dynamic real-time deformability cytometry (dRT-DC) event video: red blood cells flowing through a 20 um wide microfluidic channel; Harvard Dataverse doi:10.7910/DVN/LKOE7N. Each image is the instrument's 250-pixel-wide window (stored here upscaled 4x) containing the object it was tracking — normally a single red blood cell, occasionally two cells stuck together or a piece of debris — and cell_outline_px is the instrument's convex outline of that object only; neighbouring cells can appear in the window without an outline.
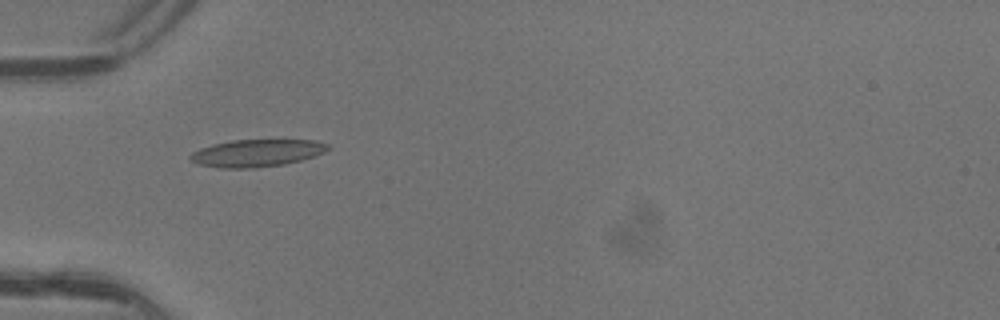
{"species": "common noctule bat (a hibernating species)", "species_latin": "Nyctalus noctula", "temperature_condition": "warm", "stored_images_in_passage": 8, "camera_frame_rate_fps": 3000, "um_per_image_px": 0.085, "animal": {"sex": "female"}, "frame": {"image": 1, "passage_image": 5, "time_ms": 1.333, "image_size_px": [1000, 320], "cell_outline_px": [[332, 148], [324, 152], [300, 160], [284, 164], [256, 168], [224, 168], [196, 164], [188, 156], [192, 152], [200, 148], [212, 144], [232, 140], [316, 140], [328, 144]], "centroid_in_image_um": [21.81, 13.0], "position_along_channel_um": 63.2, "area_um2": 21.91}}
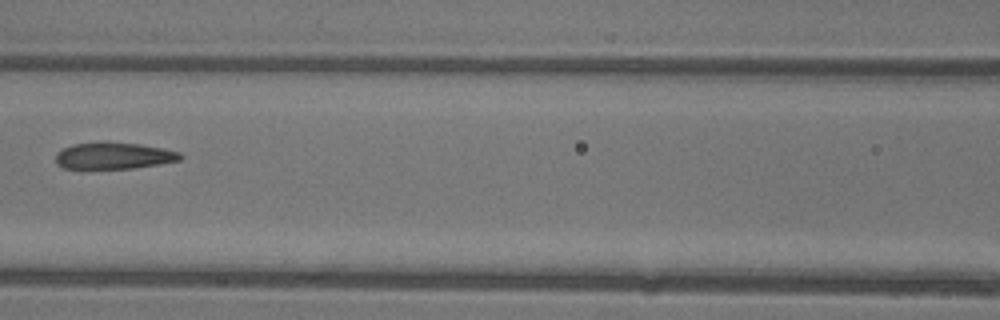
{"frame": {"image": 2, "passage_image": 7, "time_ms": 2.0, "image_size_px": [1000, 320], "cell_outline_px": [[184, 156], [180, 160], [160, 164], [132, 168], [64, 168], [56, 164], [56, 152], [72, 144], [100, 140], [108, 140], [140, 144], [164, 148], [180, 152]], "centroid_in_image_um": [9.67, 13.2], "position_along_channel_um": 156.9, "area_um2": 19.83}}
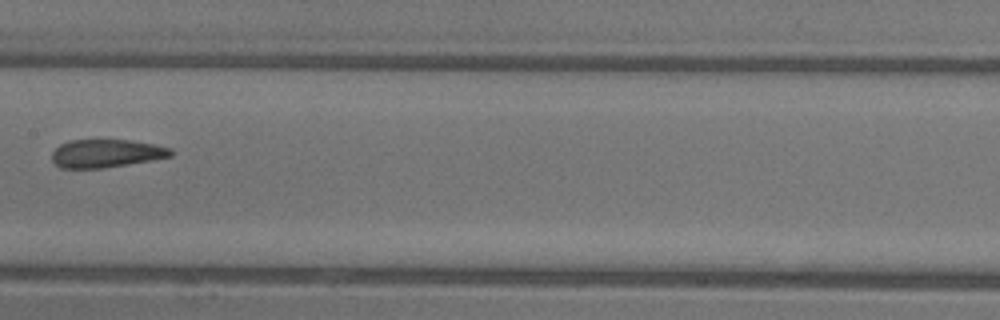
{"frame": {"image": 3, "passage_image": 8, "time_ms": 2.333, "image_size_px": [1000, 320], "cell_outline_px": [[172, 156], [152, 160], [104, 168], [60, 168], [52, 160], [52, 152], [60, 144], [68, 140], [128, 140], [152, 144], [168, 148], [172, 152]], "centroid_in_image_um": [8.98, 13.04], "position_along_channel_um": 198.4, "area_um2": 19.31}}